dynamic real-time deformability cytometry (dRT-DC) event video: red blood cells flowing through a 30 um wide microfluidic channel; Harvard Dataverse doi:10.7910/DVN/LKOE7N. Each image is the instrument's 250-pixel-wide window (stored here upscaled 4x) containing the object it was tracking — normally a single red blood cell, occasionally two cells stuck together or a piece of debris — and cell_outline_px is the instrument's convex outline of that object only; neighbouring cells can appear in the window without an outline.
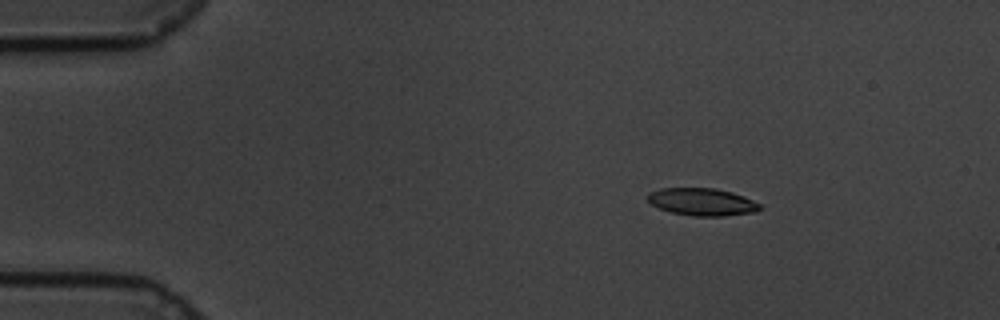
{"species": "common noctule bat (a hibernating species)", "species_latin": "Nyctalus noctula", "temperature_condition": "cold", "stored_images_in_passage": 60, "camera_frame_rate_fps": 3000, "um_per_image_px": 0.085, "animal": {"sex": "male", "body_mass_g": 19.5, "forearm_length_mm": 54.6}, "frame": {"image": 1, "passage_image": 9, "time_ms": 2.667, "image_size_px": [1000, 320], "cell_outline_px": [[760, 208], [756, 212], [724, 216], [692, 216], [672, 212], [660, 208], [652, 204], [648, 200], [648, 192], [660, 188], [716, 188], [732, 192], [744, 196], [760, 204]], "centroid_in_image_um": [59.68, 17.15], "position_along_channel_um": 25.3, "area_um2": 17.92}}
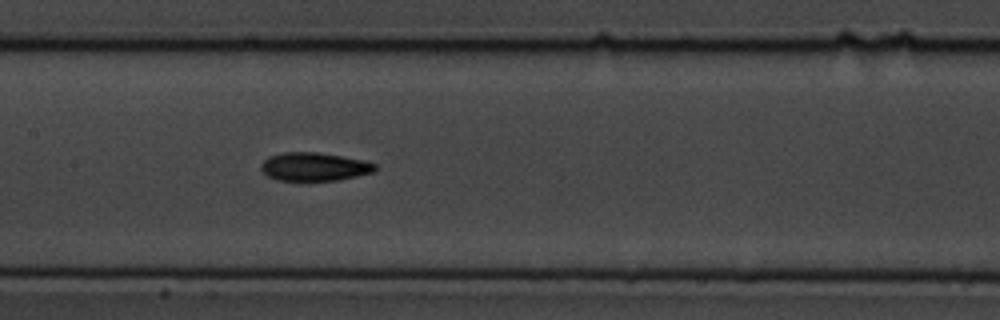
{"frame": {"image": 2, "passage_image": 29, "time_ms": 9.333, "image_size_px": [1000, 320], "cell_outline_px": [[376, 168], [372, 172], [340, 180], [276, 180], [268, 176], [260, 168], [260, 164], [268, 156], [284, 152], [316, 152], [364, 160], [376, 164]], "centroid_in_image_um": [26.68, 14.16], "position_along_channel_um": 180.7, "area_um2": 18.73}}
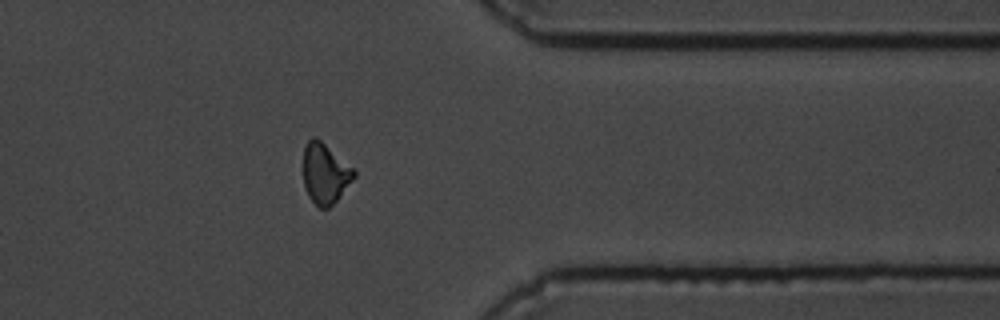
{"frame": {"image": 3, "passage_image": 48, "time_ms": 15.667, "image_size_px": [1000, 320], "cell_outline_px": [[356, 176], [336, 200], [328, 208], [320, 208], [308, 196], [304, 184], [304, 148], [308, 140], [312, 136], [316, 136], [352, 168], [356, 172]], "centroid_in_image_um": [27.62, 14.73], "position_along_channel_um": 383.8, "area_um2": 17.46}, "authors_computed_cell_mechanics": {"area_um2": 18.207, "velocity_mm_per_s": 3.3804, "shape_relaxation_time_tau1_ms": 6.5041, "shape_relaxation_time_tau2_ms": 7.0727, "deformation_change_tau1": 0.152, "deformation_change_tau2": 0.1276}}